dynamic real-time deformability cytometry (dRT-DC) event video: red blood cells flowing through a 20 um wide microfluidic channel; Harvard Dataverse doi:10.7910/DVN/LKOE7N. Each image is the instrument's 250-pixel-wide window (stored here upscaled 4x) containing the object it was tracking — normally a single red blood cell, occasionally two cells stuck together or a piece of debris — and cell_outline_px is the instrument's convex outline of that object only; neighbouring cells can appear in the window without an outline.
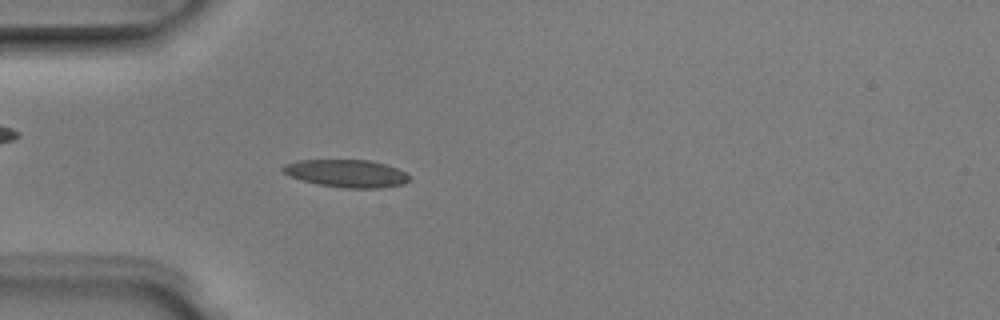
{"species": "Egyptian fruit bat (a non-hibernating species)", "species_latin": "Rousettus aegyptiacus", "temperature_condition": "room temperature", "stored_images_in_passage": 4, "camera_frame_rate_fps": 3000, "um_per_image_px": 0.085, "animal": {"sex": "male"}, "frame": {"image": 1, "passage_image": 4, "time_ms": 1.0, "image_size_px": [1000, 320], "cell_outline_px": [[412, 180], [404, 184], [380, 188], [344, 188], [316, 184], [288, 176], [280, 168], [284, 164], [296, 160], [368, 160], [384, 164], [396, 168], [404, 172]], "centroid_in_image_um": [29.42, 14.74], "position_along_channel_um": 55.6, "area_um2": 20.46}}